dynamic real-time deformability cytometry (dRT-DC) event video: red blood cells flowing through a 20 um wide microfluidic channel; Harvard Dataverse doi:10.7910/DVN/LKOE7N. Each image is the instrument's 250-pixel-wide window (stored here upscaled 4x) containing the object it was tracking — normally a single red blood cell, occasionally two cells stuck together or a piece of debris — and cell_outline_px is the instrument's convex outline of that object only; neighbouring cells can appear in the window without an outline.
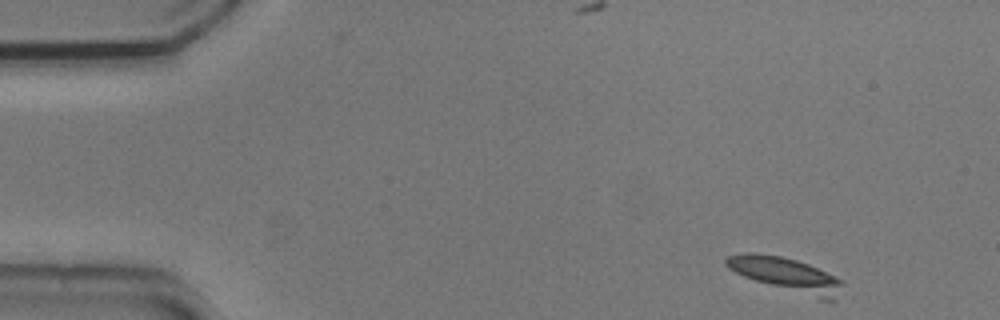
{"species": "common noctule bat (a hibernating species)", "species_latin": "Nyctalus noctula", "temperature_condition": "cold", "stored_images_in_passage": 9, "camera_frame_rate_fps": 3000, "um_per_image_px": 0.085, "animal": {"sex": "male", "body_mass_g": 20.5, "forearm_length_mm": 52.5}, "frame": {"image": 1, "passage_image": 1, "time_ms": 0.0, "image_size_px": [1000, 320], "cell_outline_px": [[844, 284], [836, 300], [820, 300], [756, 280], [744, 276], [728, 268], [724, 264], [724, 260], [728, 256], [748, 252], [756, 252], [780, 256], [796, 260], [808, 264], [844, 280]], "centroid_in_image_um": [66.87, 23.34], "position_along_channel_um": 18.1, "area_um2": 22.83}}